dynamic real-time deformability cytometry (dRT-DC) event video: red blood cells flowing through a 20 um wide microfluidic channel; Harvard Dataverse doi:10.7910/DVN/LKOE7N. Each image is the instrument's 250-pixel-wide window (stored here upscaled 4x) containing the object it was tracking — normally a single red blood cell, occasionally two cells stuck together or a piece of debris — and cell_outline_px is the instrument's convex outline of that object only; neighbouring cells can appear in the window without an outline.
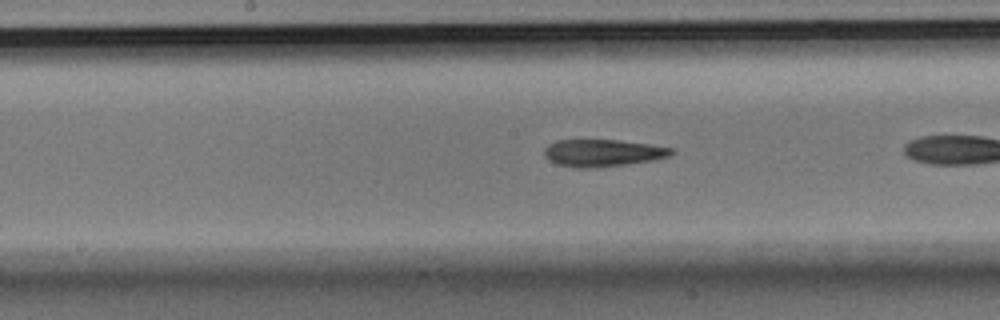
{"species": "Egyptian fruit bat (a non-hibernating species)", "species_latin": "Rousettus aegyptiacus", "temperature_condition": "room temperature", "stored_images_in_passage": 27, "camera_frame_rate_fps": 3000, "um_per_image_px": 0.085, "animal": {"sex": "male"}, "frame": {"image": 1, "passage_image": 12, "time_ms": 3.667, "image_size_px": [1000, 320], "cell_outline_px": [[676, 152], [668, 156], [656, 160], [628, 164], [588, 168], [576, 168], [556, 164], [548, 160], [544, 156], [544, 148], [548, 144], [556, 140], [616, 140], [648, 144], [672, 148]], "centroid_in_image_um": [51.21, 13.0], "position_along_channel_um": 197.0, "area_um2": 20.23}}